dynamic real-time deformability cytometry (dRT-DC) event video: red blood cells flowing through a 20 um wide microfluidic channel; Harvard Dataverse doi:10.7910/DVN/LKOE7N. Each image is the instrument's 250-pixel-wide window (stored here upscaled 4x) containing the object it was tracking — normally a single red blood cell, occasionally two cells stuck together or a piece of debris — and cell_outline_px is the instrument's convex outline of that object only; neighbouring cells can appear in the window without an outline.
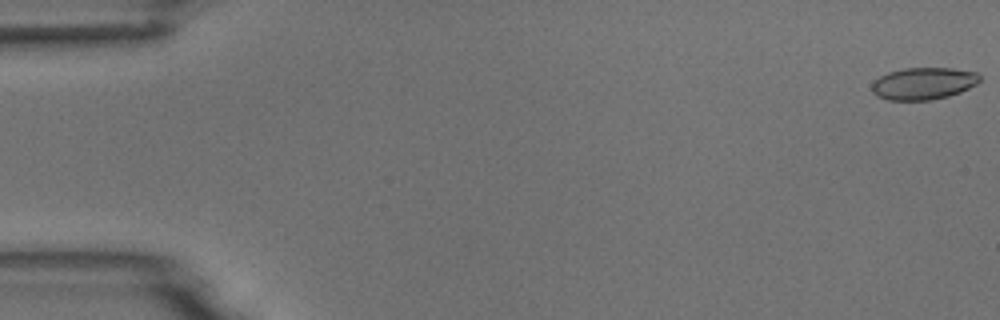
{"species": "common noctule bat (a hibernating species)", "species_latin": "Nyctalus noctula", "temperature_condition": "room temperature", "stored_images_in_passage": 7, "camera_frame_rate_fps": 3000, "um_per_image_px": 0.085, "animal": {"sex": "male", "body_mass_g": 18.8}, "frame": {"image": 1, "passage_image": 1, "time_ms": 0.0, "image_size_px": [1000, 320], "cell_outline_px": [[980, 80], [976, 84], [960, 92], [948, 96], [932, 100], [888, 100], [876, 96], [872, 92], [872, 84], [880, 76], [888, 72], [904, 68], [952, 68], [976, 72], [980, 76]], "centroid_in_image_um": [78.48, 7.1], "position_along_channel_um": 6.5, "area_um2": 20.17}}